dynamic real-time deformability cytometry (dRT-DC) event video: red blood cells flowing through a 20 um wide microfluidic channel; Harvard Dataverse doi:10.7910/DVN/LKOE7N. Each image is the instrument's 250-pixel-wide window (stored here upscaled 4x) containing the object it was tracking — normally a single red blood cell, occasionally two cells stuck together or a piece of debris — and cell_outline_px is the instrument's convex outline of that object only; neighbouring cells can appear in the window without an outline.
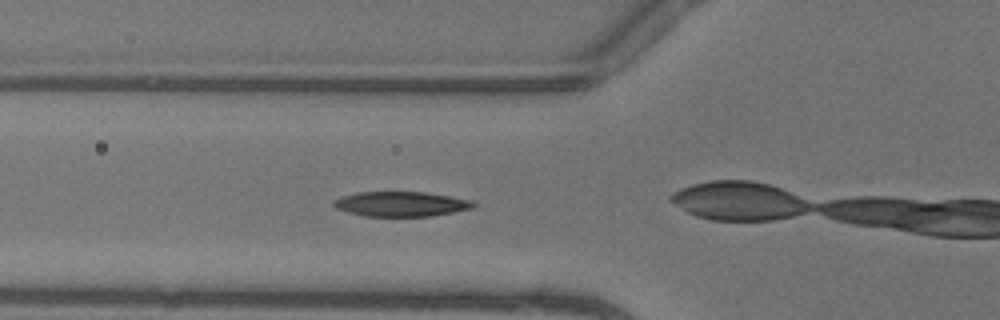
{"species": "common noctule bat (a hibernating species)", "species_latin": "Nyctalus noctula", "temperature_condition": "warm", "stored_images_in_passage": 16, "camera_frame_rate_fps": 3000, "um_per_image_px": 0.085, "animal": {"sex": "female"}, "frame": {"image": 1, "passage_image": 9, "time_ms": 2.667, "image_size_px": [1000, 320], "cell_outline_px": [[476, 204], [472, 208], [432, 216], [364, 216], [348, 212], [336, 208], [332, 204], [332, 200], [340, 196], [356, 192], [424, 192], [472, 200]], "centroid_in_image_um": [34.03, 17.33], "position_along_channel_um": 91.8, "area_um2": 20.23}}